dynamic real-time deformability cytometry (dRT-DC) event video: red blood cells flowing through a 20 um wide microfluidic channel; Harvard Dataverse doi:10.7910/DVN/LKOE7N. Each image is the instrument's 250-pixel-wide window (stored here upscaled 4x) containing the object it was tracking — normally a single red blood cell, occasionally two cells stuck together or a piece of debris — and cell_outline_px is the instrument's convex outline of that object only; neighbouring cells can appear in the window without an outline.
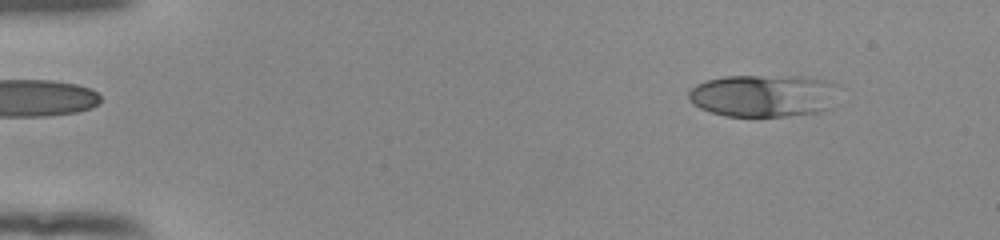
{"species": "human", "species_latin": "Homo sapiens", "temperature_condition": "room temperature", "stored_images_in_passage": 52, "camera_frame_rate_fps": 3000, "um_per_image_px": 0.085, "donor": {"sex": "female"}, "frame": {"image": 1, "passage_image": 6, "time_ms": 1.667, "image_size_px": [1000, 240], "cell_outline_px": [[836, 84], [832, 108], [820, 112], [788, 116], [724, 116], [700, 108], [688, 100], [688, 92], [696, 84], [708, 80], [724, 76], [804, 76], [828, 80]], "centroid_in_image_um": [64.9, 8.13], "position_along_channel_um": 20.1, "area_um2": 37.34}}
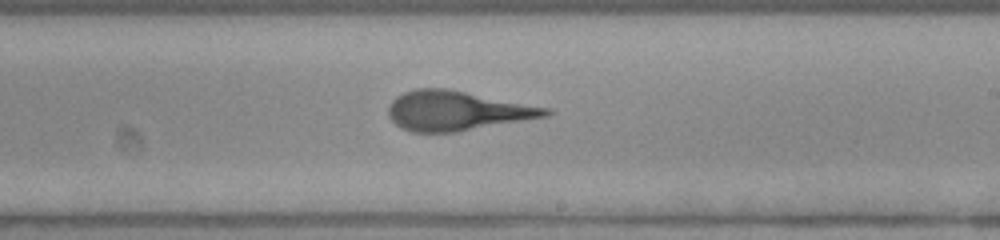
{"frame": {"image": 2, "passage_image": 32, "time_ms": 10.333, "image_size_px": [1000, 240], "cell_outline_px": [[552, 112], [548, 116], [456, 132], [412, 132], [400, 128], [388, 116], [388, 104], [396, 96], [404, 92], [416, 88], [448, 88], [552, 108]], "centroid_in_image_um": [38.83, 9.4], "position_along_channel_um": 250.2, "area_um2": 36.53}}
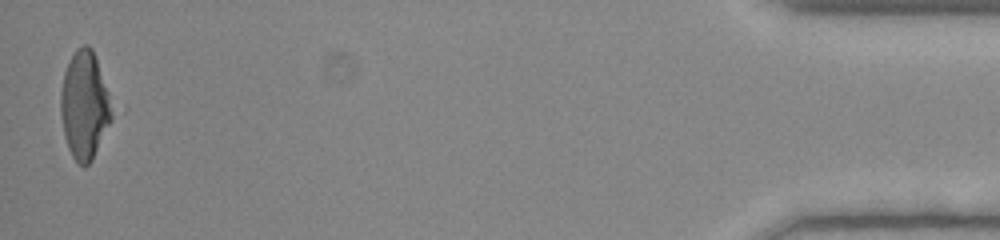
{"frame": {"image": 3, "passage_image": 52, "time_ms": 17.0, "image_size_px": [1000, 240], "cell_outline_px": [[128, 108], [92, 160], [84, 168], [72, 156], [68, 148], [64, 136], [60, 112], [60, 92], [64, 72], [68, 60], [76, 48], [84, 44], [88, 44], [92, 48]], "centroid_in_image_um": [7.5, 8.91], "position_along_channel_um": 427.7, "area_um2": 37.51}}